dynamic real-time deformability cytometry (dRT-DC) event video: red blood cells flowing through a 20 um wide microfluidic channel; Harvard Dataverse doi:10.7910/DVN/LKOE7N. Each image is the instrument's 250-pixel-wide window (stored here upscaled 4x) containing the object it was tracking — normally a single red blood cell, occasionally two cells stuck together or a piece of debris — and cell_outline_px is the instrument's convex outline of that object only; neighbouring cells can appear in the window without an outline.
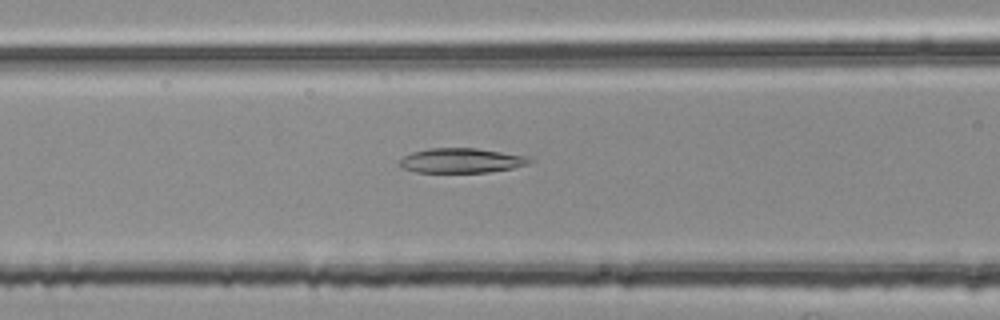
{"species": "common noctule bat (a hibernating species)", "species_latin": "Nyctalus noctula", "temperature_condition": "room temperature", "stored_images_in_passage": 34, "camera_frame_rate_fps": 3000, "um_per_image_px": 0.085, "animal": {"sex": "female", "body_mass_g": 25.1}, "frame": {"image": 1, "passage_image": 8, "time_ms": 2.333, "image_size_px": [1000, 320], "cell_outline_px": [[532, 160], [528, 164], [512, 168], [488, 172], [416, 172], [400, 168], [400, 160], [404, 156], [412, 152], [428, 148], [476, 148], [528, 156]], "centroid_in_image_um": [39.19, 13.64], "position_along_channel_um": 127.4, "area_um2": 18.67}}
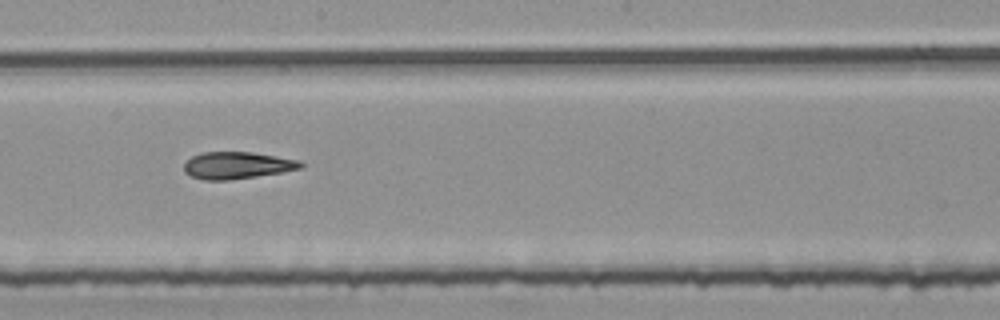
{"frame": {"image": 2, "passage_image": 16, "time_ms": 5.0, "image_size_px": [1000, 320], "cell_outline_px": [[304, 168], [256, 176], [228, 180], [204, 180], [192, 176], [184, 172], [184, 164], [192, 156], [200, 152], [252, 152], [300, 160], [304, 164]], "centroid_in_image_um": [20.16, 14.05], "position_along_channel_um": 228.0, "area_um2": 18.32}}
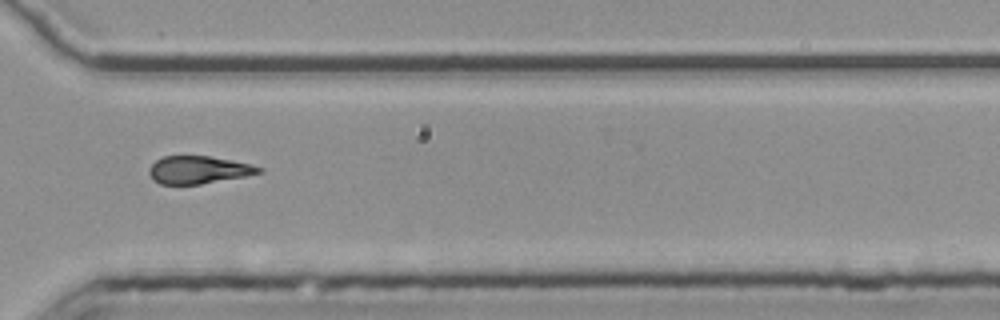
{"frame": {"image": 3, "passage_image": 26, "time_ms": 8.333, "image_size_px": [1000, 320], "cell_outline_px": [[264, 172], [248, 176], [200, 184], [160, 184], [152, 180], [148, 172], [148, 168], [156, 160], [164, 156], [208, 156], [232, 160], [252, 164], [264, 168]], "centroid_in_image_um": [16.9, 14.44], "position_along_channel_um": 353.7, "area_um2": 17.92}, "authors_computed_cell_mechanics": {"area_um2": 18.3226, "velocity_mm_per_s": 3.7736, "shape_relaxation_time_tau1_ms": null, "shape_relaxation_time_tau2_ms": 3.5327, "deformation_change_tau1": null, "deformation_change_tau2": 0.1163}}